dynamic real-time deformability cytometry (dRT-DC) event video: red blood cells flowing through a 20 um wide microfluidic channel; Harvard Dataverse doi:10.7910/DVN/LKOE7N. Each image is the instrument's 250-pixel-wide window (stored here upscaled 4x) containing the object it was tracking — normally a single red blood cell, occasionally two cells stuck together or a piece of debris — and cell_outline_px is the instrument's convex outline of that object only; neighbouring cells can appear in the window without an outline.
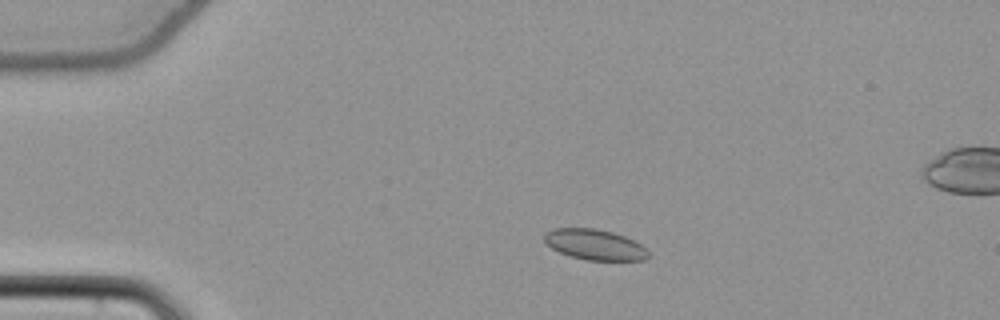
{"species": "common noctule bat (a hibernating species)", "species_latin": "Nyctalus noctula", "temperature_condition": "cold", "stored_images_in_passage": 50, "camera_frame_rate_fps": 3000, "um_per_image_px": 0.085, "animal": {"sex": "female", "body_mass_g": 22.7, "forearm_length_mm": 54.2}, "frame": {"image": 1, "passage_image": 7, "time_ms": 2.0, "image_size_px": [1000, 320], "cell_outline_px": [[648, 256], [644, 260], [588, 260], [572, 256], [560, 252], [552, 248], [544, 240], [544, 232], [556, 228], [596, 228], [612, 232], [624, 236], [640, 244], [648, 252]], "centroid_in_image_um": [50.53, 20.78], "position_along_channel_um": 34.5, "area_um2": 18.26}}
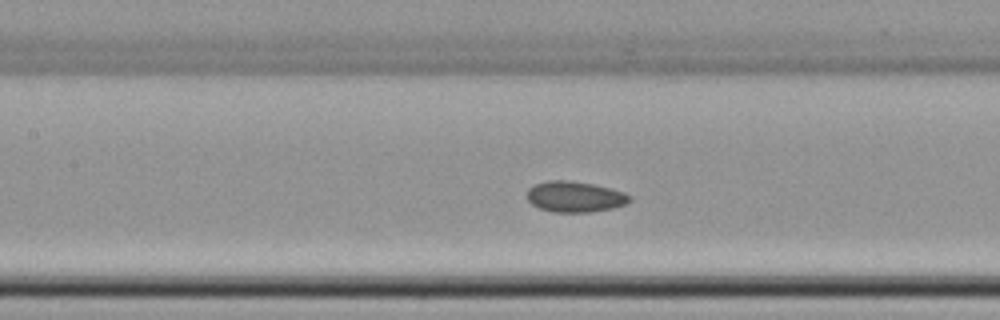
{"frame": {"image": 2, "passage_image": 21, "time_ms": 6.667, "image_size_px": [1000, 320], "cell_outline_px": [[632, 200], [628, 204], [612, 208], [592, 212], [552, 212], [540, 208], [532, 204], [528, 200], [528, 188], [536, 184], [548, 180], [568, 180], [592, 184], [624, 192], [632, 196]], "centroid_in_image_um": [48.9, 16.73], "position_along_channel_um": 158.5, "area_um2": 18.44}}
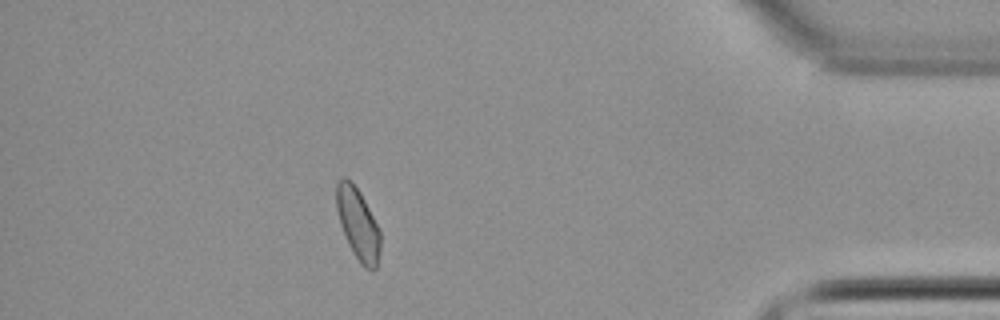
{"frame": {"image": 3, "passage_image": 44, "time_ms": 14.333, "image_size_px": [1000, 320], "cell_outline_px": [[380, 248], [376, 268], [364, 268], [360, 264], [348, 244], [340, 224], [336, 208], [336, 180], [344, 176], [360, 192], [380, 232]], "centroid_in_image_um": [30.39, 19.03], "position_along_channel_um": 404.8, "area_um2": 17.98}, "authors_computed_cell_mechanics": {"area_um2": 18.3804, "velocity_mm_per_s": 3.7933, "shape_relaxation_time_tau1_ms": null, "shape_relaxation_time_tau2_ms": 1.6884, "deformation_change_tau1": null, "deformation_change_tau2": 0.0393}}